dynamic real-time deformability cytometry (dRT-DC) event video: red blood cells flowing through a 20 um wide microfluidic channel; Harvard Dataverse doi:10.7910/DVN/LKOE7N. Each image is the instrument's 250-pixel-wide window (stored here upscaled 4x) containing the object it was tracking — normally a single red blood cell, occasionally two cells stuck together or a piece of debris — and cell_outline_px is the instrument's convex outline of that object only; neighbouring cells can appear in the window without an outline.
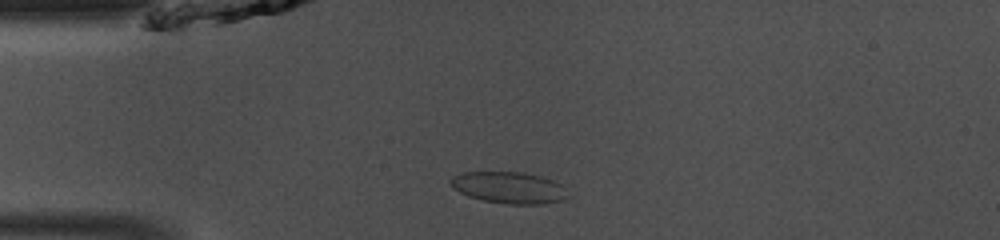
{"species": "common noctule bat (a hibernating species)", "species_latin": "Nyctalus noctula", "temperature_condition": "room temperature", "stored_images_in_passage": 47, "camera_frame_rate_fps": 3000, "um_per_image_px": 0.085, "animal": {"sex": "male", "body_mass_g": 13.0, "forearm_length_mm": 53.1}, "frame": {"image": 1, "passage_image": 11, "time_ms": 3.333, "image_size_px": [1000, 240], "cell_outline_px": [[568, 196], [564, 200], [544, 204], [504, 204], [484, 200], [468, 196], [460, 192], [448, 180], [452, 176], [464, 172], [524, 172], [540, 176], [552, 180], [560, 184]], "centroid_in_image_um": [43.26, 15.95], "position_along_channel_um": 41.7, "area_um2": 21.44}}
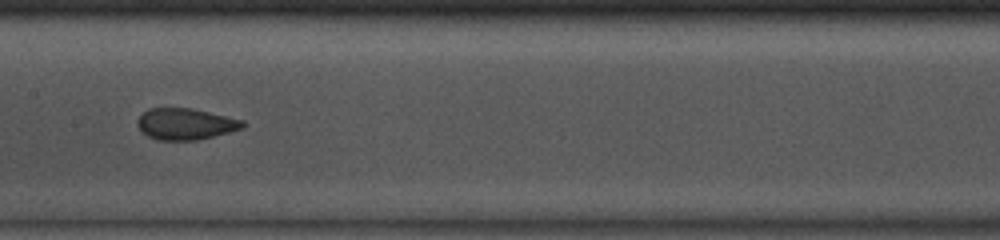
{"frame": {"image": 2, "passage_image": 23, "time_ms": 7.333, "image_size_px": [1000, 240], "cell_outline_px": [[248, 124], [244, 128], [196, 140], [160, 140], [148, 136], [140, 128], [140, 116], [148, 108], [192, 108], [244, 120]], "centroid_in_image_um": [15.84, 10.53], "position_along_channel_um": 191.6, "area_um2": 18.96}}
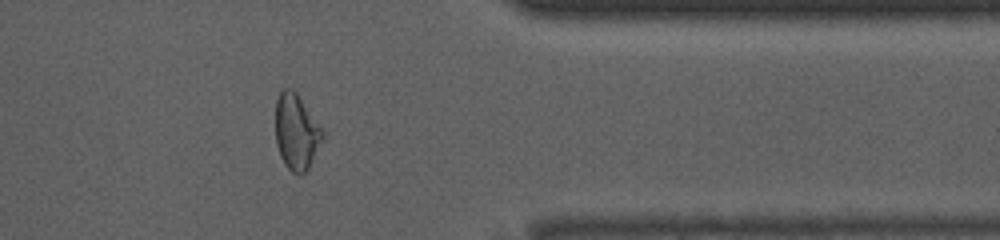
{"frame": {"image": 3, "passage_image": 38, "time_ms": 12.333, "image_size_px": [1000, 240], "cell_outline_px": [[324, 140], [308, 168], [300, 176], [292, 172], [284, 164], [280, 156], [276, 144], [276, 100], [280, 92], [284, 88], [288, 88], [296, 92], [324, 132]], "centroid_in_image_um": [25.19, 11.24], "position_along_channel_um": 386.2, "area_um2": 20.69}, "authors_computed_cell_mechanics": {"area_um2": 20.9814, "velocity_mm_per_s": 4.1542, "shape_relaxation_time_tau1_ms": 6.2694, "shape_relaxation_time_tau2_ms": 1.0523, "deformation_change_tau1": 0.1505, "deformation_change_tau2": 0.0581}}